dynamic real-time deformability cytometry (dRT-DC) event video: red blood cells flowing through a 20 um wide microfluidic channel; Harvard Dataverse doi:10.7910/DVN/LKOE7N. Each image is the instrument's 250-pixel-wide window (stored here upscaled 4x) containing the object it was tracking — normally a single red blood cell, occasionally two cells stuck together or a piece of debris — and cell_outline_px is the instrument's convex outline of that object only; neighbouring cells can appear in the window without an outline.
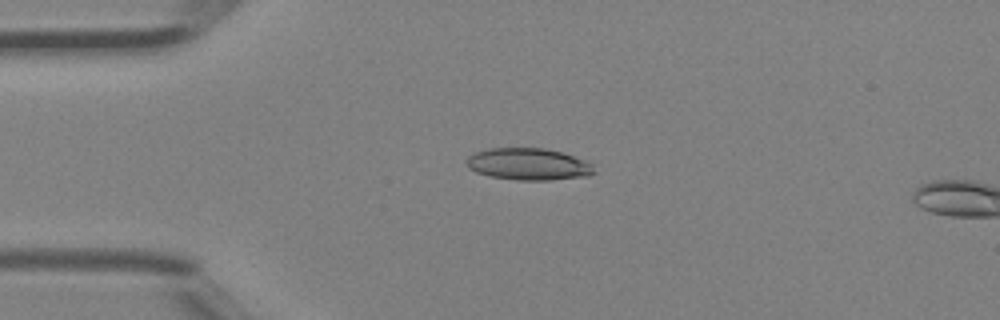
{"species": "Egyptian fruit bat (a non-hibernating species)", "species_latin": "Rousettus aegyptiacus", "temperature_condition": "room temperature", "stored_images_in_passage": 4, "camera_frame_rate_fps": 3000, "um_per_image_px": 0.085, "animal": {"sex": "female"}, "frame": {"image": 1, "passage_image": 3, "time_ms": 0.667, "image_size_px": [1000, 320], "cell_outline_px": [[596, 172], [588, 176], [552, 180], [516, 180], [492, 176], [476, 172], [468, 168], [464, 164], [468, 156], [472, 152], [488, 148], [544, 148], [560, 152], [588, 160], [592, 164]], "centroid_in_image_um": [44.91, 13.95], "position_along_channel_um": 40.1, "area_um2": 24.04}}